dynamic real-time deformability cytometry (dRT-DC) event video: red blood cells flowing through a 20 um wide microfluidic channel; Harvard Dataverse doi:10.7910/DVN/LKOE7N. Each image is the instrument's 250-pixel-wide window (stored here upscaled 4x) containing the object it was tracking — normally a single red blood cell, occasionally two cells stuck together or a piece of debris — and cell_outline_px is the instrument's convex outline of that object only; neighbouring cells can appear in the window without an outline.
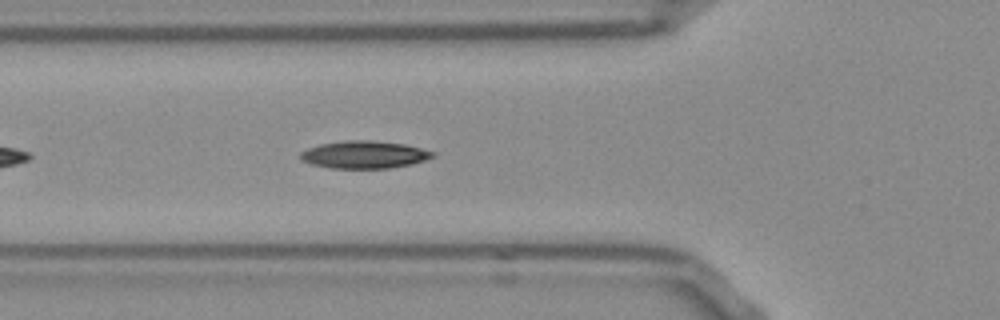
{"species": "Egyptian fruit bat (a non-hibernating species)", "species_latin": "Rousettus aegyptiacus", "temperature_condition": "room temperature", "stored_images_in_passage": 11, "camera_frame_rate_fps": 3000, "um_per_image_px": 0.085, "frame": {"image": 1, "passage_image": 7, "time_ms": 2.0, "image_size_px": [1000, 320], "cell_outline_px": [[436, 152], [432, 156], [424, 160], [412, 164], [388, 168], [332, 168], [312, 164], [300, 160], [300, 152], [308, 148], [320, 144], [344, 140], [372, 140], [404, 144]], "centroid_in_image_um": [30.93, 13.14], "position_along_channel_um": 94.9, "area_um2": 21.1}}